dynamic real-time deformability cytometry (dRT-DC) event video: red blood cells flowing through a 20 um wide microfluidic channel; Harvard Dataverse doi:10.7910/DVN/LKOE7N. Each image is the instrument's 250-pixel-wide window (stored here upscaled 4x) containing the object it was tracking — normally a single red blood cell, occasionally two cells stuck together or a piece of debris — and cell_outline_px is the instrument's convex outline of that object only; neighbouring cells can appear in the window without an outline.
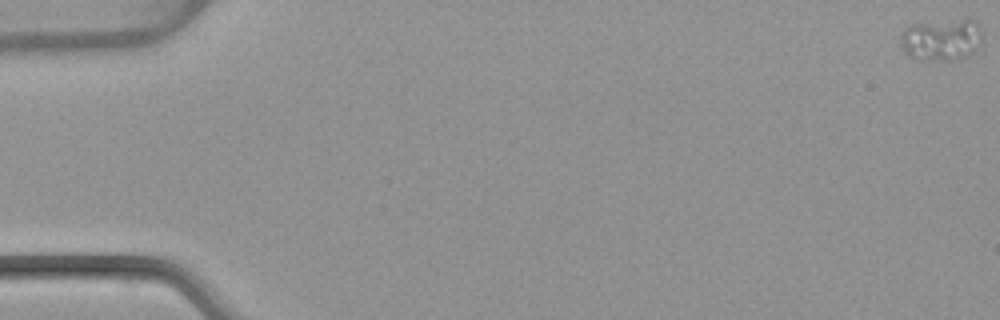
{"species": "common noctule bat (a hibernating species)", "species_latin": "Nyctalus noctula", "temperature_condition": "warm", "stored_images_in_passage": 6, "camera_frame_rate_fps": 3000, "um_per_image_px": 0.085, "animal": {"sex": "female", "body_mass_g": 22.7, "forearm_length_mm": 54.2}, "frame": {"image": 1, "passage_image": 1, "time_ms": 0.0, "image_size_px": [1000, 320], "cell_outline_px": [[980, 36], [976, 48], [972, 52], [956, 60], [916, 60], [908, 56], [904, 52], [900, 44], [900, 36], [904, 28], [912, 24], [964, 20], [976, 20], [980, 28]], "centroid_in_image_um": [79.94, 3.4], "position_along_channel_um": 5.1, "area_um2": 19.65}}